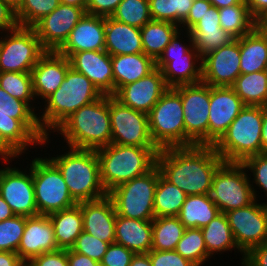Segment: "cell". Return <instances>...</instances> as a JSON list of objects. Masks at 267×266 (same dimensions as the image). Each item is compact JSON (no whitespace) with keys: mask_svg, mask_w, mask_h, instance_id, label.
<instances>
[{"mask_svg":"<svg viewBox=\"0 0 267 266\" xmlns=\"http://www.w3.org/2000/svg\"><path fill=\"white\" fill-rule=\"evenodd\" d=\"M223 162L213 145L165 148L156 157L161 175L187 195L209 194L213 176Z\"/></svg>","mask_w":267,"mask_h":266,"instance_id":"obj_1","label":"cell"},{"mask_svg":"<svg viewBox=\"0 0 267 266\" xmlns=\"http://www.w3.org/2000/svg\"><path fill=\"white\" fill-rule=\"evenodd\" d=\"M54 132L63 136V143L67 144L62 151L63 147L97 150L111 144L109 95L79 108Z\"/></svg>","mask_w":267,"mask_h":266,"instance_id":"obj_2","label":"cell"},{"mask_svg":"<svg viewBox=\"0 0 267 266\" xmlns=\"http://www.w3.org/2000/svg\"><path fill=\"white\" fill-rule=\"evenodd\" d=\"M102 96L103 94L84 74L70 67L60 87L44 101V108L40 105L39 125L46 136H51L52 132L54 134V131L75 111Z\"/></svg>","mask_w":267,"mask_h":266,"instance_id":"obj_3","label":"cell"},{"mask_svg":"<svg viewBox=\"0 0 267 266\" xmlns=\"http://www.w3.org/2000/svg\"><path fill=\"white\" fill-rule=\"evenodd\" d=\"M65 150L63 154H54L53 157L48 154V158L62 173L72 198L79 203L98 200L108 195L100 179L96 150L70 147Z\"/></svg>","mask_w":267,"mask_h":266,"instance_id":"obj_4","label":"cell"},{"mask_svg":"<svg viewBox=\"0 0 267 266\" xmlns=\"http://www.w3.org/2000/svg\"><path fill=\"white\" fill-rule=\"evenodd\" d=\"M157 147L109 144L96 150L100 179L108 193L116 186L146 174L156 165Z\"/></svg>","mask_w":267,"mask_h":266,"instance_id":"obj_5","label":"cell"},{"mask_svg":"<svg viewBox=\"0 0 267 266\" xmlns=\"http://www.w3.org/2000/svg\"><path fill=\"white\" fill-rule=\"evenodd\" d=\"M0 132L21 156L24 153L28 154L26 151H29V147L33 148V145L34 149L36 145L43 148L53 141L41 129L38 112L36 113L26 102L9 95L1 87Z\"/></svg>","mask_w":267,"mask_h":266,"instance_id":"obj_6","label":"cell"},{"mask_svg":"<svg viewBox=\"0 0 267 266\" xmlns=\"http://www.w3.org/2000/svg\"><path fill=\"white\" fill-rule=\"evenodd\" d=\"M261 129L262 106L245 105L213 147L224 162L242 163L262 153Z\"/></svg>","mask_w":267,"mask_h":266,"instance_id":"obj_7","label":"cell"},{"mask_svg":"<svg viewBox=\"0 0 267 266\" xmlns=\"http://www.w3.org/2000/svg\"><path fill=\"white\" fill-rule=\"evenodd\" d=\"M160 169L155 165L146 174L124 182L111 191L116 215L138 220H153L154 196Z\"/></svg>","mask_w":267,"mask_h":266,"instance_id":"obj_8","label":"cell"},{"mask_svg":"<svg viewBox=\"0 0 267 266\" xmlns=\"http://www.w3.org/2000/svg\"><path fill=\"white\" fill-rule=\"evenodd\" d=\"M151 139L161 150L185 147V123L181 95L169 88L148 113Z\"/></svg>","mask_w":267,"mask_h":266,"instance_id":"obj_9","label":"cell"},{"mask_svg":"<svg viewBox=\"0 0 267 266\" xmlns=\"http://www.w3.org/2000/svg\"><path fill=\"white\" fill-rule=\"evenodd\" d=\"M32 179L39 215H49L77 204L62 173L46 156L32 159Z\"/></svg>","mask_w":267,"mask_h":266,"instance_id":"obj_10","label":"cell"},{"mask_svg":"<svg viewBox=\"0 0 267 266\" xmlns=\"http://www.w3.org/2000/svg\"><path fill=\"white\" fill-rule=\"evenodd\" d=\"M247 171L242 163L223 162L216 170L209 192L221 213L245 207L255 199Z\"/></svg>","mask_w":267,"mask_h":266,"instance_id":"obj_11","label":"cell"},{"mask_svg":"<svg viewBox=\"0 0 267 266\" xmlns=\"http://www.w3.org/2000/svg\"><path fill=\"white\" fill-rule=\"evenodd\" d=\"M46 52L33 27L1 32L0 72H31Z\"/></svg>","mask_w":267,"mask_h":266,"instance_id":"obj_12","label":"cell"},{"mask_svg":"<svg viewBox=\"0 0 267 266\" xmlns=\"http://www.w3.org/2000/svg\"><path fill=\"white\" fill-rule=\"evenodd\" d=\"M180 95L185 123V147L208 145L210 85L204 82L174 88Z\"/></svg>","mask_w":267,"mask_h":266,"instance_id":"obj_13","label":"cell"},{"mask_svg":"<svg viewBox=\"0 0 267 266\" xmlns=\"http://www.w3.org/2000/svg\"><path fill=\"white\" fill-rule=\"evenodd\" d=\"M111 143L156 147L151 139L148 114L125 106L109 95Z\"/></svg>","mask_w":267,"mask_h":266,"instance_id":"obj_14","label":"cell"},{"mask_svg":"<svg viewBox=\"0 0 267 266\" xmlns=\"http://www.w3.org/2000/svg\"><path fill=\"white\" fill-rule=\"evenodd\" d=\"M2 163H5L4 166H7V164L8 166L0 168L1 197L10 206L15 215L26 217L39 215L36 208L32 179V161L23 170H21L22 166L20 169L16 165L12 167L10 161H3Z\"/></svg>","mask_w":267,"mask_h":266,"instance_id":"obj_15","label":"cell"},{"mask_svg":"<svg viewBox=\"0 0 267 266\" xmlns=\"http://www.w3.org/2000/svg\"><path fill=\"white\" fill-rule=\"evenodd\" d=\"M259 201L225 213L235 242L244 254L267 242V206Z\"/></svg>","mask_w":267,"mask_h":266,"instance_id":"obj_16","label":"cell"},{"mask_svg":"<svg viewBox=\"0 0 267 266\" xmlns=\"http://www.w3.org/2000/svg\"><path fill=\"white\" fill-rule=\"evenodd\" d=\"M85 14L83 8L60 3L50 14L39 20L33 28L44 49L58 51Z\"/></svg>","mask_w":267,"mask_h":266,"instance_id":"obj_17","label":"cell"},{"mask_svg":"<svg viewBox=\"0 0 267 266\" xmlns=\"http://www.w3.org/2000/svg\"><path fill=\"white\" fill-rule=\"evenodd\" d=\"M240 74L239 38L202 58V82L210 86L231 87Z\"/></svg>","mask_w":267,"mask_h":266,"instance_id":"obj_18","label":"cell"},{"mask_svg":"<svg viewBox=\"0 0 267 266\" xmlns=\"http://www.w3.org/2000/svg\"><path fill=\"white\" fill-rule=\"evenodd\" d=\"M245 104L229 86H210L208 145H214L226 132Z\"/></svg>","mask_w":267,"mask_h":266,"instance_id":"obj_19","label":"cell"},{"mask_svg":"<svg viewBox=\"0 0 267 266\" xmlns=\"http://www.w3.org/2000/svg\"><path fill=\"white\" fill-rule=\"evenodd\" d=\"M169 89L160 69L121 87L113 97L134 110L149 113L161 96Z\"/></svg>","mask_w":267,"mask_h":266,"instance_id":"obj_20","label":"cell"},{"mask_svg":"<svg viewBox=\"0 0 267 266\" xmlns=\"http://www.w3.org/2000/svg\"><path fill=\"white\" fill-rule=\"evenodd\" d=\"M71 67L69 58L57 51H47L32 68L33 93L43 103L64 81ZM38 99V100H37Z\"/></svg>","mask_w":267,"mask_h":266,"instance_id":"obj_21","label":"cell"},{"mask_svg":"<svg viewBox=\"0 0 267 266\" xmlns=\"http://www.w3.org/2000/svg\"><path fill=\"white\" fill-rule=\"evenodd\" d=\"M71 67L84 74L103 95H114L111 55L105 50L82 51L69 57Z\"/></svg>","mask_w":267,"mask_h":266,"instance_id":"obj_22","label":"cell"},{"mask_svg":"<svg viewBox=\"0 0 267 266\" xmlns=\"http://www.w3.org/2000/svg\"><path fill=\"white\" fill-rule=\"evenodd\" d=\"M54 228L48 215L26 217V225L18 247V256L28 263L32 258L58 250Z\"/></svg>","mask_w":267,"mask_h":266,"instance_id":"obj_23","label":"cell"},{"mask_svg":"<svg viewBox=\"0 0 267 266\" xmlns=\"http://www.w3.org/2000/svg\"><path fill=\"white\" fill-rule=\"evenodd\" d=\"M83 217V231L109 244L115 242L116 211L112 199L105 197L78 203Z\"/></svg>","mask_w":267,"mask_h":266,"instance_id":"obj_24","label":"cell"},{"mask_svg":"<svg viewBox=\"0 0 267 266\" xmlns=\"http://www.w3.org/2000/svg\"><path fill=\"white\" fill-rule=\"evenodd\" d=\"M98 50H105V18L85 14L57 52L69 58L73 53Z\"/></svg>","mask_w":267,"mask_h":266,"instance_id":"obj_25","label":"cell"},{"mask_svg":"<svg viewBox=\"0 0 267 266\" xmlns=\"http://www.w3.org/2000/svg\"><path fill=\"white\" fill-rule=\"evenodd\" d=\"M156 68L161 70L169 88L202 81V58L194 46L183 56L159 57Z\"/></svg>","mask_w":267,"mask_h":266,"instance_id":"obj_26","label":"cell"},{"mask_svg":"<svg viewBox=\"0 0 267 266\" xmlns=\"http://www.w3.org/2000/svg\"><path fill=\"white\" fill-rule=\"evenodd\" d=\"M105 51L111 56L144 53L140 28L106 17Z\"/></svg>","mask_w":267,"mask_h":266,"instance_id":"obj_27","label":"cell"},{"mask_svg":"<svg viewBox=\"0 0 267 266\" xmlns=\"http://www.w3.org/2000/svg\"><path fill=\"white\" fill-rule=\"evenodd\" d=\"M115 242L136 253L152 248V220L129 219L116 215Z\"/></svg>","mask_w":267,"mask_h":266,"instance_id":"obj_28","label":"cell"},{"mask_svg":"<svg viewBox=\"0 0 267 266\" xmlns=\"http://www.w3.org/2000/svg\"><path fill=\"white\" fill-rule=\"evenodd\" d=\"M114 75V94L123 86L147 76L156 62L145 53L111 56Z\"/></svg>","mask_w":267,"mask_h":266,"instance_id":"obj_29","label":"cell"},{"mask_svg":"<svg viewBox=\"0 0 267 266\" xmlns=\"http://www.w3.org/2000/svg\"><path fill=\"white\" fill-rule=\"evenodd\" d=\"M241 74L264 71L267 62V33L257 26L239 37Z\"/></svg>","mask_w":267,"mask_h":266,"instance_id":"obj_30","label":"cell"},{"mask_svg":"<svg viewBox=\"0 0 267 266\" xmlns=\"http://www.w3.org/2000/svg\"><path fill=\"white\" fill-rule=\"evenodd\" d=\"M201 231L205 240L207 253L211 258L216 254L221 255L222 253H226V251L227 253L228 251L232 253V250H237L242 255L240 260V266H242L245 254L238 248L235 242L225 213L218 214L206 226L202 227Z\"/></svg>","mask_w":267,"mask_h":266,"instance_id":"obj_31","label":"cell"},{"mask_svg":"<svg viewBox=\"0 0 267 266\" xmlns=\"http://www.w3.org/2000/svg\"><path fill=\"white\" fill-rule=\"evenodd\" d=\"M54 228L56 243L59 249H71L77 237L83 231L81 207L74 206L53 212L48 215Z\"/></svg>","mask_w":267,"mask_h":266,"instance_id":"obj_32","label":"cell"},{"mask_svg":"<svg viewBox=\"0 0 267 266\" xmlns=\"http://www.w3.org/2000/svg\"><path fill=\"white\" fill-rule=\"evenodd\" d=\"M220 213L209 194H195L187 195L178 218L185 228H202Z\"/></svg>","mask_w":267,"mask_h":266,"instance_id":"obj_33","label":"cell"},{"mask_svg":"<svg viewBox=\"0 0 267 266\" xmlns=\"http://www.w3.org/2000/svg\"><path fill=\"white\" fill-rule=\"evenodd\" d=\"M180 27L167 21L151 20L140 28L143 52L155 62Z\"/></svg>","mask_w":267,"mask_h":266,"instance_id":"obj_34","label":"cell"},{"mask_svg":"<svg viewBox=\"0 0 267 266\" xmlns=\"http://www.w3.org/2000/svg\"><path fill=\"white\" fill-rule=\"evenodd\" d=\"M231 87L245 105L267 106L265 71L240 74Z\"/></svg>","mask_w":267,"mask_h":266,"instance_id":"obj_35","label":"cell"},{"mask_svg":"<svg viewBox=\"0 0 267 266\" xmlns=\"http://www.w3.org/2000/svg\"><path fill=\"white\" fill-rule=\"evenodd\" d=\"M186 197L185 192L160 174L154 196L155 217L178 216Z\"/></svg>","mask_w":267,"mask_h":266,"instance_id":"obj_36","label":"cell"},{"mask_svg":"<svg viewBox=\"0 0 267 266\" xmlns=\"http://www.w3.org/2000/svg\"><path fill=\"white\" fill-rule=\"evenodd\" d=\"M185 229L178 216L155 217L152 220L151 250H175Z\"/></svg>","mask_w":267,"mask_h":266,"instance_id":"obj_37","label":"cell"},{"mask_svg":"<svg viewBox=\"0 0 267 266\" xmlns=\"http://www.w3.org/2000/svg\"><path fill=\"white\" fill-rule=\"evenodd\" d=\"M218 11L221 28L235 39L250 33L257 26V21L250 15L245 0Z\"/></svg>","mask_w":267,"mask_h":266,"instance_id":"obj_38","label":"cell"},{"mask_svg":"<svg viewBox=\"0 0 267 266\" xmlns=\"http://www.w3.org/2000/svg\"><path fill=\"white\" fill-rule=\"evenodd\" d=\"M0 87L12 97L26 102L35 112L39 110V106H33L37 102L31 72H0Z\"/></svg>","mask_w":267,"mask_h":266,"instance_id":"obj_39","label":"cell"},{"mask_svg":"<svg viewBox=\"0 0 267 266\" xmlns=\"http://www.w3.org/2000/svg\"><path fill=\"white\" fill-rule=\"evenodd\" d=\"M175 251L195 266H203L211 259L207 253L201 228H186Z\"/></svg>","mask_w":267,"mask_h":266,"instance_id":"obj_40","label":"cell"},{"mask_svg":"<svg viewBox=\"0 0 267 266\" xmlns=\"http://www.w3.org/2000/svg\"><path fill=\"white\" fill-rule=\"evenodd\" d=\"M194 0H148L152 20L167 21L181 26Z\"/></svg>","mask_w":267,"mask_h":266,"instance_id":"obj_41","label":"cell"},{"mask_svg":"<svg viewBox=\"0 0 267 266\" xmlns=\"http://www.w3.org/2000/svg\"><path fill=\"white\" fill-rule=\"evenodd\" d=\"M111 17L136 28L152 20L148 0H122Z\"/></svg>","mask_w":267,"mask_h":266,"instance_id":"obj_42","label":"cell"},{"mask_svg":"<svg viewBox=\"0 0 267 266\" xmlns=\"http://www.w3.org/2000/svg\"><path fill=\"white\" fill-rule=\"evenodd\" d=\"M60 5V0H24L16 12L19 26L33 27Z\"/></svg>","mask_w":267,"mask_h":266,"instance_id":"obj_43","label":"cell"},{"mask_svg":"<svg viewBox=\"0 0 267 266\" xmlns=\"http://www.w3.org/2000/svg\"><path fill=\"white\" fill-rule=\"evenodd\" d=\"M26 225V216L14 215L0 222V251H18Z\"/></svg>","mask_w":267,"mask_h":266,"instance_id":"obj_44","label":"cell"},{"mask_svg":"<svg viewBox=\"0 0 267 266\" xmlns=\"http://www.w3.org/2000/svg\"><path fill=\"white\" fill-rule=\"evenodd\" d=\"M242 164L247 171L249 170L251 172L248 176H250V183H252L251 187L254 199L258 200L257 198L260 196L258 195L260 194L259 191H257L258 189L264 192L267 201V153H259L250 156L246 158ZM256 192H258V194Z\"/></svg>","mask_w":267,"mask_h":266,"instance_id":"obj_45","label":"cell"},{"mask_svg":"<svg viewBox=\"0 0 267 266\" xmlns=\"http://www.w3.org/2000/svg\"><path fill=\"white\" fill-rule=\"evenodd\" d=\"M190 35L193 39V46L198 50L201 58L235 39L222 28L211 32H190Z\"/></svg>","mask_w":267,"mask_h":266,"instance_id":"obj_46","label":"cell"},{"mask_svg":"<svg viewBox=\"0 0 267 266\" xmlns=\"http://www.w3.org/2000/svg\"><path fill=\"white\" fill-rule=\"evenodd\" d=\"M110 244L82 231L70 250L101 262Z\"/></svg>","mask_w":267,"mask_h":266,"instance_id":"obj_47","label":"cell"},{"mask_svg":"<svg viewBox=\"0 0 267 266\" xmlns=\"http://www.w3.org/2000/svg\"><path fill=\"white\" fill-rule=\"evenodd\" d=\"M135 253L116 242L111 243L103 256L101 266H129Z\"/></svg>","mask_w":267,"mask_h":266,"instance_id":"obj_48","label":"cell"},{"mask_svg":"<svg viewBox=\"0 0 267 266\" xmlns=\"http://www.w3.org/2000/svg\"><path fill=\"white\" fill-rule=\"evenodd\" d=\"M148 254L152 266H195L175 250H150Z\"/></svg>","mask_w":267,"mask_h":266,"instance_id":"obj_49","label":"cell"},{"mask_svg":"<svg viewBox=\"0 0 267 266\" xmlns=\"http://www.w3.org/2000/svg\"><path fill=\"white\" fill-rule=\"evenodd\" d=\"M185 32V33H184ZM184 33V34H183ZM184 38H188L187 40ZM186 35V36H185ZM184 39V40H183ZM186 40V41H185ZM185 41V43H184ZM189 42V43H186ZM188 44V45H187ZM193 47V39L189 31L179 30L174 37L171 39L170 43L165 47L162 55L160 57H177L183 56Z\"/></svg>","mask_w":267,"mask_h":266,"instance_id":"obj_50","label":"cell"},{"mask_svg":"<svg viewBox=\"0 0 267 266\" xmlns=\"http://www.w3.org/2000/svg\"><path fill=\"white\" fill-rule=\"evenodd\" d=\"M28 266H68L67 250L58 249L32 258Z\"/></svg>","mask_w":267,"mask_h":266,"instance_id":"obj_51","label":"cell"},{"mask_svg":"<svg viewBox=\"0 0 267 266\" xmlns=\"http://www.w3.org/2000/svg\"><path fill=\"white\" fill-rule=\"evenodd\" d=\"M220 29L219 11L212 5L189 32H211Z\"/></svg>","mask_w":267,"mask_h":266,"instance_id":"obj_52","label":"cell"},{"mask_svg":"<svg viewBox=\"0 0 267 266\" xmlns=\"http://www.w3.org/2000/svg\"><path fill=\"white\" fill-rule=\"evenodd\" d=\"M122 0H88L86 14L111 17Z\"/></svg>","mask_w":267,"mask_h":266,"instance_id":"obj_53","label":"cell"},{"mask_svg":"<svg viewBox=\"0 0 267 266\" xmlns=\"http://www.w3.org/2000/svg\"><path fill=\"white\" fill-rule=\"evenodd\" d=\"M212 6L209 0H194L187 18L182 22L180 29L189 31Z\"/></svg>","mask_w":267,"mask_h":266,"instance_id":"obj_54","label":"cell"},{"mask_svg":"<svg viewBox=\"0 0 267 266\" xmlns=\"http://www.w3.org/2000/svg\"><path fill=\"white\" fill-rule=\"evenodd\" d=\"M242 266H267V242L252 247L245 254Z\"/></svg>","mask_w":267,"mask_h":266,"instance_id":"obj_55","label":"cell"},{"mask_svg":"<svg viewBox=\"0 0 267 266\" xmlns=\"http://www.w3.org/2000/svg\"><path fill=\"white\" fill-rule=\"evenodd\" d=\"M18 26L16 12L0 0V33L13 30Z\"/></svg>","mask_w":267,"mask_h":266,"instance_id":"obj_56","label":"cell"},{"mask_svg":"<svg viewBox=\"0 0 267 266\" xmlns=\"http://www.w3.org/2000/svg\"><path fill=\"white\" fill-rule=\"evenodd\" d=\"M68 266H101V263L90 257L67 249Z\"/></svg>","mask_w":267,"mask_h":266,"instance_id":"obj_57","label":"cell"},{"mask_svg":"<svg viewBox=\"0 0 267 266\" xmlns=\"http://www.w3.org/2000/svg\"><path fill=\"white\" fill-rule=\"evenodd\" d=\"M21 155L4 139L0 132V160L14 161Z\"/></svg>","mask_w":267,"mask_h":266,"instance_id":"obj_58","label":"cell"},{"mask_svg":"<svg viewBox=\"0 0 267 266\" xmlns=\"http://www.w3.org/2000/svg\"><path fill=\"white\" fill-rule=\"evenodd\" d=\"M245 3L256 21L267 11V0H245Z\"/></svg>","mask_w":267,"mask_h":266,"instance_id":"obj_59","label":"cell"},{"mask_svg":"<svg viewBox=\"0 0 267 266\" xmlns=\"http://www.w3.org/2000/svg\"><path fill=\"white\" fill-rule=\"evenodd\" d=\"M23 261L16 252L0 251V266H20Z\"/></svg>","mask_w":267,"mask_h":266,"instance_id":"obj_60","label":"cell"},{"mask_svg":"<svg viewBox=\"0 0 267 266\" xmlns=\"http://www.w3.org/2000/svg\"><path fill=\"white\" fill-rule=\"evenodd\" d=\"M261 142L262 153H267V106H262Z\"/></svg>","mask_w":267,"mask_h":266,"instance_id":"obj_61","label":"cell"},{"mask_svg":"<svg viewBox=\"0 0 267 266\" xmlns=\"http://www.w3.org/2000/svg\"><path fill=\"white\" fill-rule=\"evenodd\" d=\"M129 266H152L148 253H136Z\"/></svg>","mask_w":267,"mask_h":266,"instance_id":"obj_62","label":"cell"},{"mask_svg":"<svg viewBox=\"0 0 267 266\" xmlns=\"http://www.w3.org/2000/svg\"><path fill=\"white\" fill-rule=\"evenodd\" d=\"M15 214L12 212L10 206L0 195V222L12 218Z\"/></svg>","mask_w":267,"mask_h":266,"instance_id":"obj_63","label":"cell"},{"mask_svg":"<svg viewBox=\"0 0 267 266\" xmlns=\"http://www.w3.org/2000/svg\"><path fill=\"white\" fill-rule=\"evenodd\" d=\"M213 6L220 9L240 4L243 0H209Z\"/></svg>","mask_w":267,"mask_h":266,"instance_id":"obj_64","label":"cell"},{"mask_svg":"<svg viewBox=\"0 0 267 266\" xmlns=\"http://www.w3.org/2000/svg\"><path fill=\"white\" fill-rule=\"evenodd\" d=\"M60 3L80 7L86 11L88 0H60Z\"/></svg>","mask_w":267,"mask_h":266,"instance_id":"obj_65","label":"cell"},{"mask_svg":"<svg viewBox=\"0 0 267 266\" xmlns=\"http://www.w3.org/2000/svg\"><path fill=\"white\" fill-rule=\"evenodd\" d=\"M4 4L8 5L12 10L17 12L21 5L23 4L24 0H1Z\"/></svg>","mask_w":267,"mask_h":266,"instance_id":"obj_66","label":"cell"},{"mask_svg":"<svg viewBox=\"0 0 267 266\" xmlns=\"http://www.w3.org/2000/svg\"><path fill=\"white\" fill-rule=\"evenodd\" d=\"M257 27L267 33V11L257 20Z\"/></svg>","mask_w":267,"mask_h":266,"instance_id":"obj_67","label":"cell"},{"mask_svg":"<svg viewBox=\"0 0 267 266\" xmlns=\"http://www.w3.org/2000/svg\"><path fill=\"white\" fill-rule=\"evenodd\" d=\"M264 71H265V73H266V75H267V62H266Z\"/></svg>","mask_w":267,"mask_h":266,"instance_id":"obj_68","label":"cell"},{"mask_svg":"<svg viewBox=\"0 0 267 266\" xmlns=\"http://www.w3.org/2000/svg\"><path fill=\"white\" fill-rule=\"evenodd\" d=\"M20 266H28L27 263L23 262Z\"/></svg>","mask_w":267,"mask_h":266,"instance_id":"obj_69","label":"cell"}]
</instances>
